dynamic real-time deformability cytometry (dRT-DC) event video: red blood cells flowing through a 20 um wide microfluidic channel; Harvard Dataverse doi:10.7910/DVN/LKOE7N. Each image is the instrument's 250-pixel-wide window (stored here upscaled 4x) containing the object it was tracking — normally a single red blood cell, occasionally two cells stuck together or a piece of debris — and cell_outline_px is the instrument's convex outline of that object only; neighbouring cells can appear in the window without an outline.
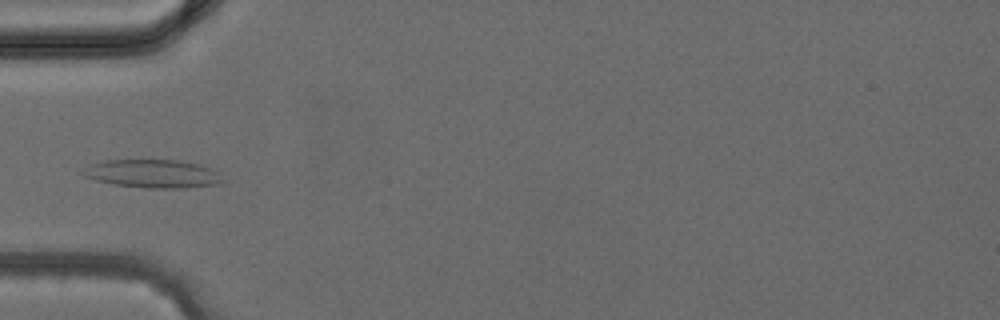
{"species": "common noctule bat (a hibernating species)", "species_latin": "Nyctalus noctula", "temperature_condition": "cold", "stored_images_in_passage": 38, "camera_frame_rate_fps": 3000, "um_per_image_px": 0.085, "animal": {"sex": "female", "body_mass_g": 24.6, "forearm_length_mm": 56.2}, "frame": {"image": 1, "passage_image": 12, "time_ms": 3.667, "image_size_px": [1000, 320], "cell_outline_px": [[224, 180], [220, 184], [184, 188], [148, 188], [116, 184], [96, 180], [84, 176], [80, 172], [92, 164], [104, 160], [180, 160], [200, 164], [212, 168], [220, 172]], "centroid_in_image_um": [13.07, 14.76], "position_along_channel_um": 71.9, "area_um2": 23.12}}
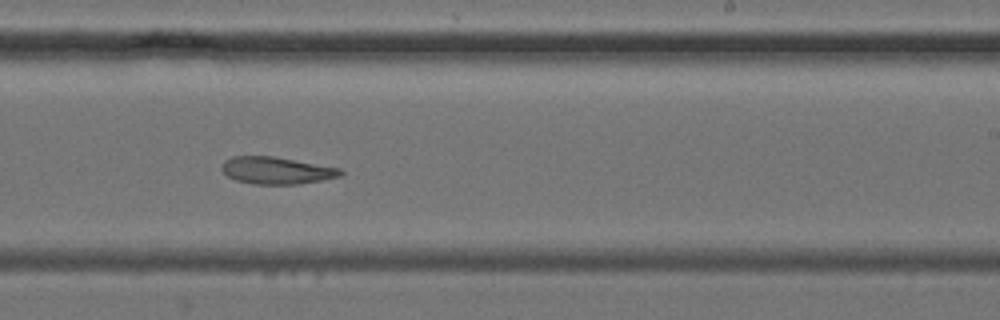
{"frame": {"image": 2, "passage_image": 23, "time_ms": 7.333, "image_size_px": [1000, 320], "cell_outline_px": [[344, 172], [340, 176], [300, 184], [252, 184], [236, 180], [228, 176], [220, 168], [224, 160], [232, 156], [272, 156], [340, 168]], "centroid_in_image_um": [23.47, 14.49], "position_along_channel_um": 265.5, "area_um2": 18.67}}
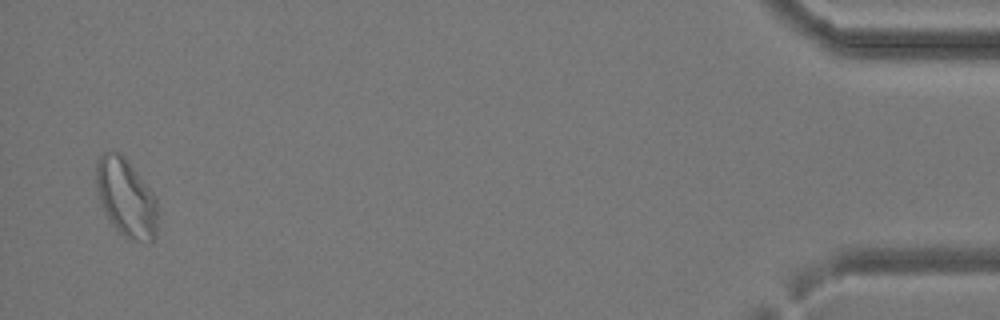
{"frame": {"image": 3, "passage_image": 37, "time_ms": 12.0, "image_size_px": [1000, 320], "cell_outline_px": [[156, 236], [152, 240], [136, 240], [124, 236], [108, 220], [100, 200], [96, 184], [96, 164], [100, 156], [104, 152], [120, 152], [124, 156], [156, 196]], "centroid_in_image_um": [10.7, 16.78], "position_along_channel_um": 424.5, "area_um2": 27.51}}